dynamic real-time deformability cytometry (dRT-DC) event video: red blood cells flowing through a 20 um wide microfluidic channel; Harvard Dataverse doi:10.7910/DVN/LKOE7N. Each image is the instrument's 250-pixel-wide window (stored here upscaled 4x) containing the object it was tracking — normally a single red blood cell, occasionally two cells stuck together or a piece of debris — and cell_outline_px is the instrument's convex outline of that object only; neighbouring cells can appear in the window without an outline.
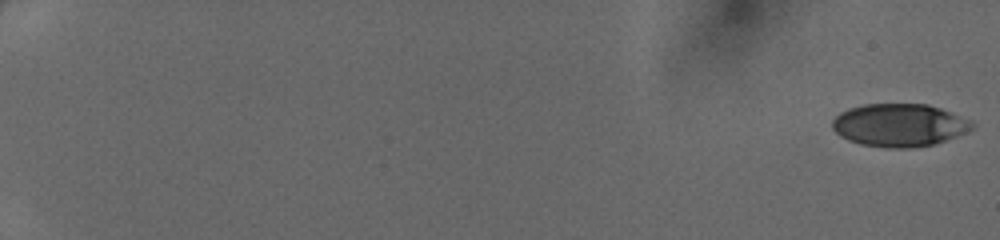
{"species": "human", "species_latin": "Homo sapiens", "temperature_condition": "cold", "stored_images_in_passage": 50, "camera_frame_rate_fps": 3000, "um_per_image_px": 0.085, "donor": {"sex": "female"}, "frame": {"image": 1, "passage_image": 1, "time_ms": 0.0, "image_size_px": [1000, 240], "cell_outline_px": [[976, 124], [972, 128], [956, 136], [936, 144], [908, 148], [888, 148], [860, 144], [848, 140], [840, 136], [832, 128], [832, 120], [840, 112], [848, 108], [864, 104], [928, 104], [940, 108], [972, 120]], "centroid_in_image_um": [76.43, 10.63], "position_along_channel_um": 8.6, "area_um2": 35.03}}
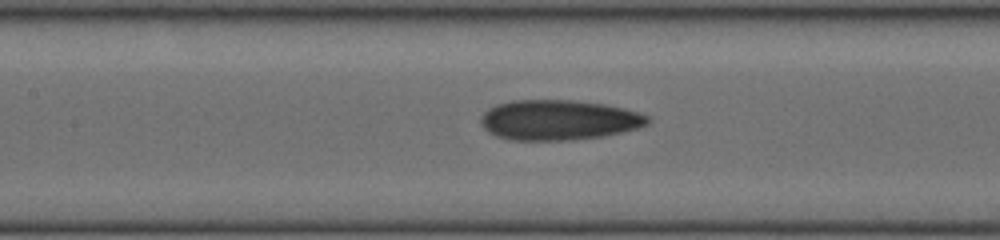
{"frame": {"image": 2, "passage_image": 27, "time_ms": 8.667, "image_size_px": [1000, 240], "cell_outline_px": [[652, 120], [648, 124], [636, 128], [604, 136], [572, 140], [508, 140], [496, 136], [488, 132], [480, 124], [480, 116], [488, 108], [496, 104], [512, 100], [572, 100], [604, 104], [624, 108], [648, 116]], "centroid_in_image_um": [47.44, 10.2], "position_along_channel_um": 160.0, "area_um2": 39.25}}
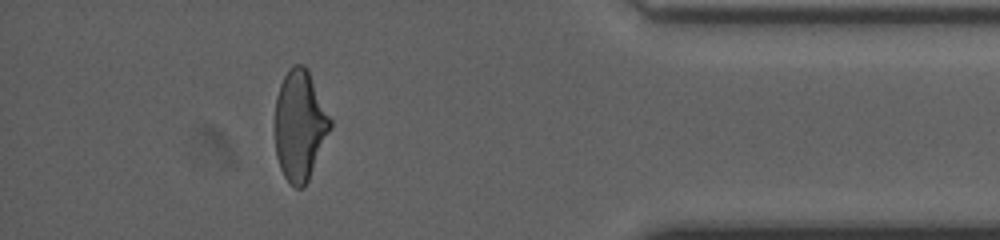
{"frame": {"image": 3, "passage_image": 46, "time_ms": 15.0, "image_size_px": [1000, 240], "cell_outline_px": [[332, 124], [308, 180], [304, 188], [296, 188], [284, 176], [280, 168], [276, 156], [276, 96], [280, 84], [288, 68], [292, 64], [304, 64], [308, 68], [332, 120]], "centroid_in_image_um": [25.48, 10.6], "position_along_channel_um": 409.7, "area_um2": 35.32}}